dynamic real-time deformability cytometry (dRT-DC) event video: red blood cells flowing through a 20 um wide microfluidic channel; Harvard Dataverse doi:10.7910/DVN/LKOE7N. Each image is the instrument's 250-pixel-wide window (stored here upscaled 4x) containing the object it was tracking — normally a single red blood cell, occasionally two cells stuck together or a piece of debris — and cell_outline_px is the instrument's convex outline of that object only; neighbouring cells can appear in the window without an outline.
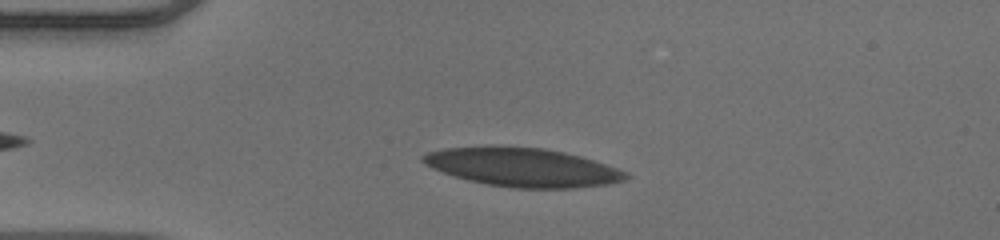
{"species": "human", "species_latin": "Homo sapiens", "temperature_condition": "warm", "stored_images_in_passage": 40, "camera_frame_rate_fps": 3000, "um_per_image_px": 0.085, "donor": {"sex": "male"}, "frame": {"image": 1, "passage_image": 7, "time_ms": 2.0, "image_size_px": [1000, 240], "cell_outline_px": [[632, 176], [624, 180], [612, 184], [576, 188], [512, 188], [488, 184], [468, 180], [432, 168], [424, 164], [420, 160], [420, 156], [428, 152], [444, 148], [492, 144], [544, 148], [564, 152], [580, 156], [628, 172]], "centroid_in_image_um": [44.4, 14.2], "position_along_channel_um": 40.6, "area_um2": 46.36}}
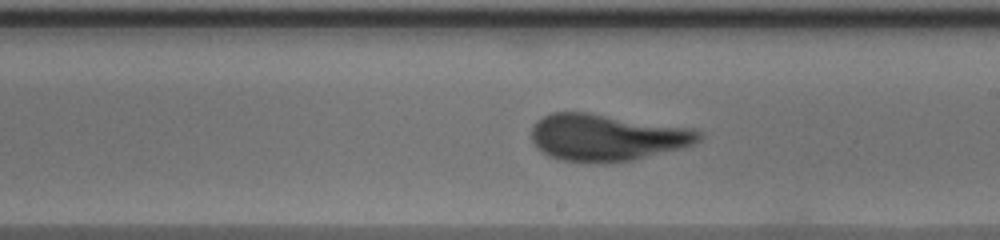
{"frame": {"image": 2, "passage_image": 24, "time_ms": 7.667, "image_size_px": [1000, 240], "cell_outline_px": [[704, 136], [700, 140], [684, 148], [632, 160], [604, 164], [588, 164], [556, 160], [540, 152], [536, 148], [532, 140], [532, 124], [536, 120], [552, 112], [588, 112], [692, 128], [704, 132]], "centroid_in_image_um": [51.55, 11.7], "position_along_channel_um": 237.4, "area_um2": 46.7}}
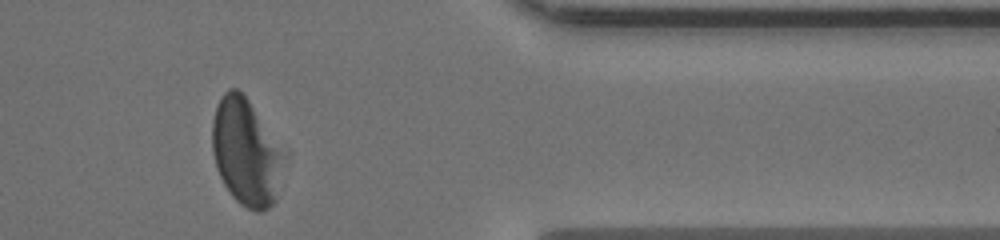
{"frame": {"image": 3, "passage_image": 37, "time_ms": 12.0, "image_size_px": [1000, 240], "cell_outline_px": [[280, 156], [276, 200], [268, 208], [260, 212], [256, 212], [240, 204], [232, 196], [224, 184], [216, 168], [212, 152], [212, 120], [216, 104], [224, 92], [228, 88], [236, 88], [248, 100], [280, 152]], "centroid_in_image_um": [20.79, 12.95], "position_along_channel_um": 390.6, "area_um2": 42.71}, "authors_computed_cell_mechanics": {"area_um2": 46.1533, "velocity_mm_per_s": 3.9898, "shape_relaxation_time_tau1_ms": 7.4785, "shape_relaxation_time_tau2_ms": 1.0272, "deformation_change_tau1": 0.2245, "deformation_change_tau2": 0.0774}}